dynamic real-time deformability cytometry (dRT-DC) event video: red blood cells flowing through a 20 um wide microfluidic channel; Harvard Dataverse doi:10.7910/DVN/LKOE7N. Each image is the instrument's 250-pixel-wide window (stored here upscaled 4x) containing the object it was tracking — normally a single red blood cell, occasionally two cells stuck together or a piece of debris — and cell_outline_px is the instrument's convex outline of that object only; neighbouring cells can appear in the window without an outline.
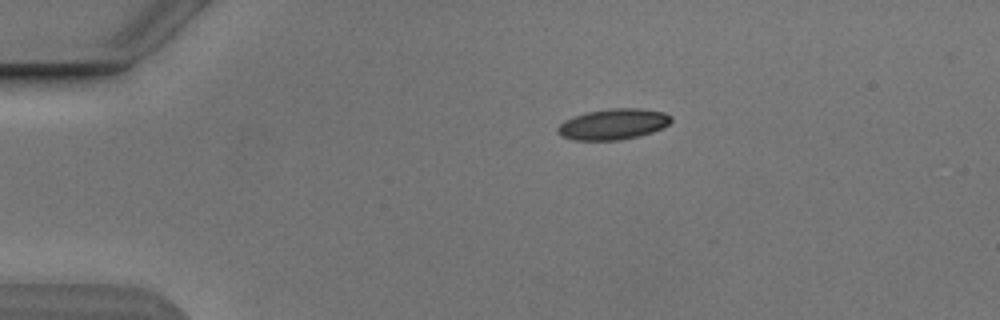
{"species": "Egyptian fruit bat (a non-hibernating species)", "species_latin": "Rousettus aegyptiacus", "temperature_condition": "cold", "stored_images_in_passage": 6, "camera_frame_rate_fps": 3000, "um_per_image_px": 0.085, "animal": {"sex": "male"}, "frame": {"image": 1, "passage_image": 1, "time_ms": 0.0, "image_size_px": [1000, 320], "cell_outline_px": [[672, 120], [668, 124], [652, 132], [620, 140], [576, 140], [560, 136], [556, 132], [556, 128], [564, 120], [572, 116], [588, 112], [612, 108], [640, 108], [664, 112], [672, 116]], "centroid_in_image_um": [52.09, 10.55], "position_along_channel_um": 32.9, "area_um2": 20.35}}
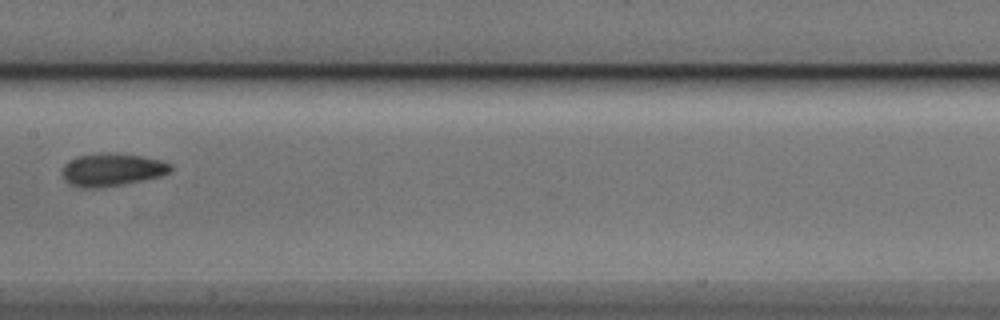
{"frame": {"image": 2, "passage_image": 5, "time_ms": 5.667, "image_size_px": [1000, 320], "cell_outline_px": [[172, 168], [168, 172], [160, 176], [144, 180], [124, 184], [100, 188], [80, 188], [68, 184], [64, 180], [60, 172], [64, 164], [80, 156], [100, 152], [108, 152], [140, 156], [160, 160], [172, 164]], "centroid_in_image_um": [9.47, 14.44], "position_along_channel_um": 197.9, "area_um2": 20.87}}
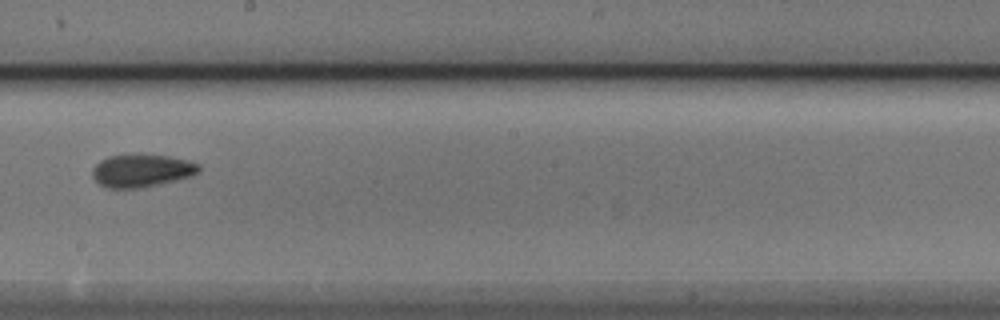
{"frame": {"image": 3, "passage_image": 6, "time_ms": 6.667, "image_size_px": [1000, 320], "cell_outline_px": [[200, 172], [192, 176], [176, 180], [140, 188], [108, 188], [100, 184], [92, 176], [92, 168], [100, 160], [108, 156], [168, 156], [188, 160], [200, 164]], "centroid_in_image_um": [12.06, 14.52], "position_along_channel_um": 236.1, "area_um2": 20.0}}